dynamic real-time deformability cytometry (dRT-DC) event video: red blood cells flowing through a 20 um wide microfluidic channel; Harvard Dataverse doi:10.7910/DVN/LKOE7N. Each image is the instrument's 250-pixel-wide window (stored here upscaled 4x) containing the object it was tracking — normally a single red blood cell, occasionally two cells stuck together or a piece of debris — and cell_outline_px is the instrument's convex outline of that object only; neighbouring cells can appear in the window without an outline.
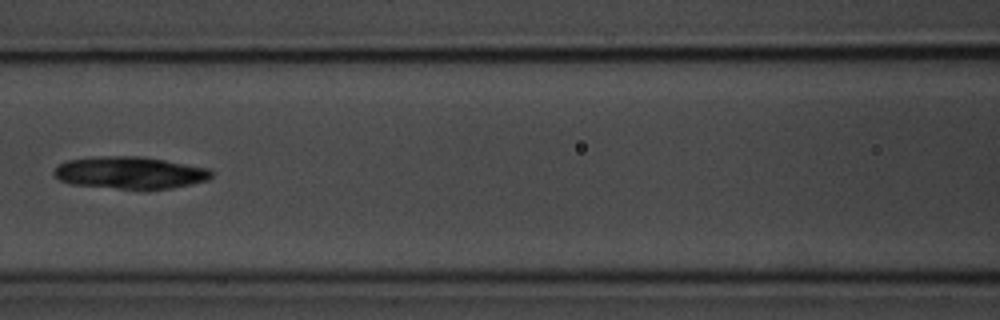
{"species": "common noctule bat (a hibernating species)", "species_latin": "Nyctalus noctula", "temperature_condition": "room temperature", "stored_images_in_passage": 9, "camera_frame_rate_fps": 3000, "um_per_image_px": 0.085, "animal": {"sex": "male", "body_mass_g": 20.1, "forearm_length_mm": 53.5}, "frame": {"image": 1, "passage_image": 7, "time_ms": 7.0, "image_size_px": [1000, 320], "cell_outline_px": [[212, 176], [208, 180], [192, 184], [172, 188], [148, 192], [72, 184], [60, 180], [52, 172], [60, 164], [68, 160], [96, 156], [140, 156], [164, 160], [208, 168], [212, 172]], "centroid_in_image_um": [11.08, 14.71], "position_along_channel_um": 155.5, "area_um2": 30.11}}
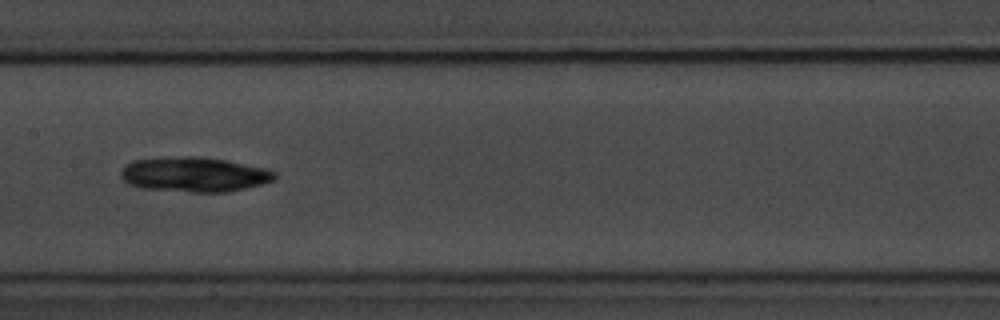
{"frame": {"image": 2, "passage_image": 8, "time_ms": 8.0, "image_size_px": [1000, 320], "cell_outline_px": [[276, 176], [272, 180], [260, 184], [228, 192], [192, 192], [140, 188], [128, 184], [120, 176], [120, 172], [124, 164], [132, 160], [184, 156], [200, 156], [224, 160], [264, 168], [276, 172]], "centroid_in_image_um": [16.44, 14.83], "position_along_channel_um": 191.0, "area_um2": 31.1}}